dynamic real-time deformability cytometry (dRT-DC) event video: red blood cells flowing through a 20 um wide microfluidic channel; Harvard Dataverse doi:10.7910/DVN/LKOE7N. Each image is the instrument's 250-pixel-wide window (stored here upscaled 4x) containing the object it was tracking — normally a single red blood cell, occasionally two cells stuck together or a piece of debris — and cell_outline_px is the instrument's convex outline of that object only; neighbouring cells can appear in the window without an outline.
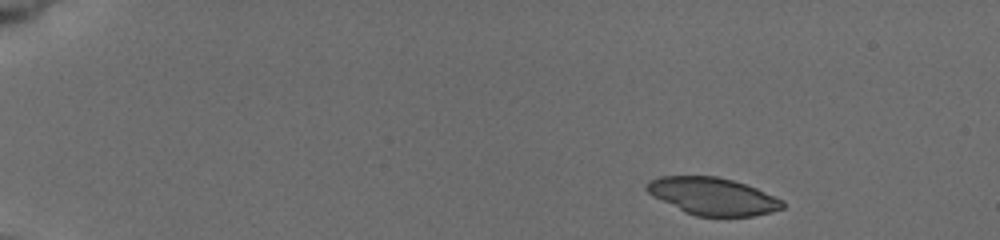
{"species": "common noctule bat (a hibernating species)", "species_latin": "Nyctalus noctula", "temperature_condition": "cold", "stored_images_in_passage": 30, "camera_frame_rate_fps": 3000, "um_per_image_px": 0.085, "animal": {"sex": "female", "body_mass_g": 19.5, "forearm_length_mm": 54.1}, "frame": {"image": 1, "passage_image": 2, "time_ms": 0.667, "image_size_px": [1000, 240], "cell_outline_px": [[784, 208], [772, 212], [752, 216], [696, 216], [684, 212], [652, 196], [644, 188], [648, 180], [660, 176], [716, 176], [732, 180], [756, 188], [784, 200]], "centroid_in_image_um": [60.56, 16.68], "position_along_channel_um": 24.4, "area_um2": 29.65}}
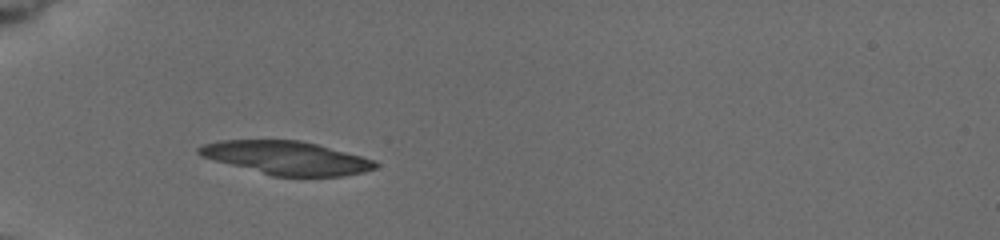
{"frame": {"image": 2, "passage_image": 10, "time_ms": 4.333, "image_size_px": [1000, 240], "cell_outline_px": [[380, 164], [376, 168], [364, 172], [340, 176], [272, 176], [200, 156], [196, 152], [196, 148], [204, 144], [220, 140], [300, 140], [316, 144], [376, 160]], "centroid_in_image_um": [24.35, 13.42], "position_along_channel_um": 60.7, "area_um2": 34.22}}